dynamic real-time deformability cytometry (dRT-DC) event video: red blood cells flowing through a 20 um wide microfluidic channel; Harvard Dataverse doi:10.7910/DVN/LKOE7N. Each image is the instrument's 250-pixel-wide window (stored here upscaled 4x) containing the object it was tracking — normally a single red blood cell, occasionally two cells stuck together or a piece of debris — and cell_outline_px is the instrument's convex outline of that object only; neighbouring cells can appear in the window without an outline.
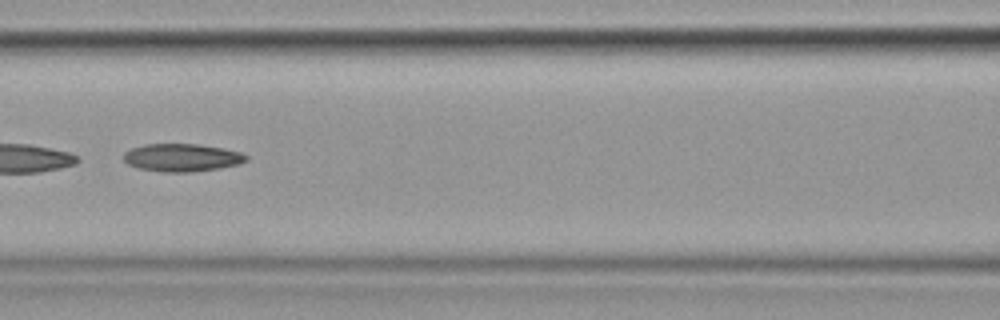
{"species": "common noctule bat (a hibernating species)", "species_latin": "Nyctalus noctula", "temperature_condition": "cold", "stored_images_in_passage": 54, "camera_frame_rate_fps": 3000, "um_per_image_px": 0.085, "animal": {"sex": "female", "body_mass_g": 19.9}, "frame": {"image": 1, "passage_image": 24, "time_ms": 7.667, "image_size_px": [1000, 320], "cell_outline_px": [[248, 160], [240, 164], [216, 168], [188, 172], [164, 172], [140, 168], [128, 164], [124, 160], [124, 152], [132, 148], [144, 144], [196, 144], [224, 148], [240, 152], [248, 156]], "centroid_in_image_um": [15.47, 13.38], "position_along_channel_um": 151.1, "area_um2": 19.71}, "authors_computed_cell_mechanics": {"area_um2": 27.4839, "velocity_mm_per_s": 3.5978, "shape_relaxation_time_tau1_ms": 9.3415, "shape_relaxation_time_tau2_ms": 5.1016, "deformation_change_tau1": 0.211, "deformation_change_tau2": 0.1364}}